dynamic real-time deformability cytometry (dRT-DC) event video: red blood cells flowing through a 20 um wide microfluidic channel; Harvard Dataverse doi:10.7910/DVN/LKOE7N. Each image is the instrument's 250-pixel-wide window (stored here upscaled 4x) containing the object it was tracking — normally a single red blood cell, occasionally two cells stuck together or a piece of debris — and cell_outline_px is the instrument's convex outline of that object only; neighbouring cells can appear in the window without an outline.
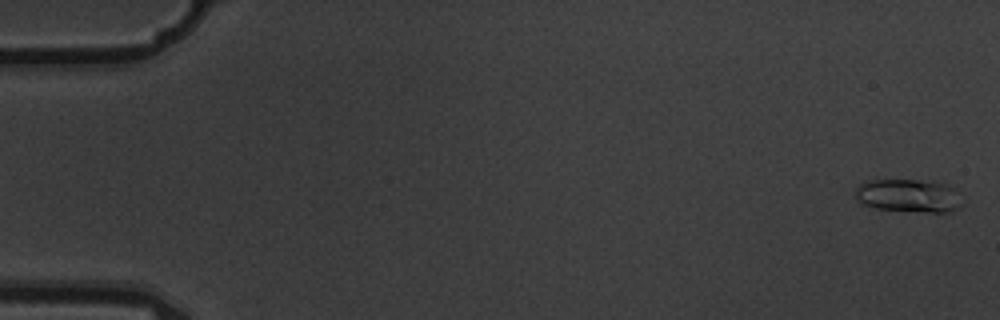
{"species": "common noctule bat (a hibernating species)", "species_latin": "Nyctalus noctula", "temperature_condition": "warm", "stored_images_in_passage": 5, "camera_frame_rate_fps": 3000, "um_per_image_px": 0.085, "animal": {"sex": "male", "body_mass_g": 19.5, "forearm_length_mm": 54.6}, "frame": {"image": 1, "passage_image": 1, "time_ms": 0.0, "image_size_px": [1000, 320], "cell_outline_px": [[964, 204], [960, 208], [952, 212], [928, 212], [876, 208], [860, 204], [852, 196], [856, 188], [864, 180], [940, 180], [956, 188]], "centroid_in_image_um": [77.27, 16.62], "position_along_channel_um": 7.7, "area_um2": 21.5}}